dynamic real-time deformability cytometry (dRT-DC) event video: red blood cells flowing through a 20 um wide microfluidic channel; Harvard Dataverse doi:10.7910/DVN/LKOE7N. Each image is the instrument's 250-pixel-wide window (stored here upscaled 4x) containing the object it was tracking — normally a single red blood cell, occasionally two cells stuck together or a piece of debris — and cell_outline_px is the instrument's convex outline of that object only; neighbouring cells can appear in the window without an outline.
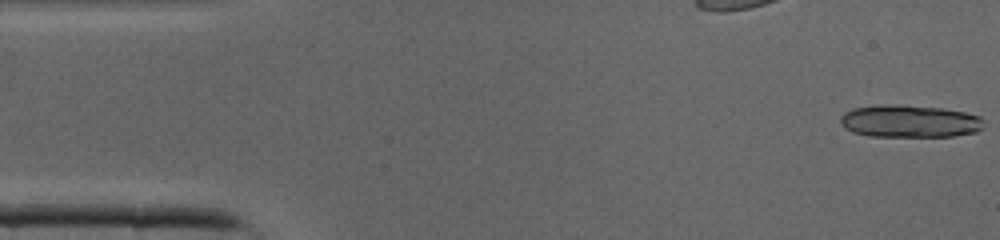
{"species": "common noctule bat (a hibernating species)", "species_latin": "Nyctalus noctula", "temperature_condition": "cold", "stored_images_in_passage": 31, "camera_frame_rate_fps": 3000, "um_per_image_px": 0.085, "animal": {"sex": "male", "body_mass_g": 19.0, "forearm_length_mm": 50.8}, "frame": {"image": 1, "passage_image": 1, "time_ms": 0.0, "image_size_px": [1000, 240], "cell_outline_px": [[984, 128], [976, 132], [952, 136], [868, 136], [852, 132], [844, 128], [840, 124], [840, 116], [844, 112], [852, 108], [884, 104], [940, 108], [964, 112], [980, 116], [984, 120]], "centroid_in_image_um": [77.3, 10.31], "position_along_channel_um": 7.7, "area_um2": 27.22}}
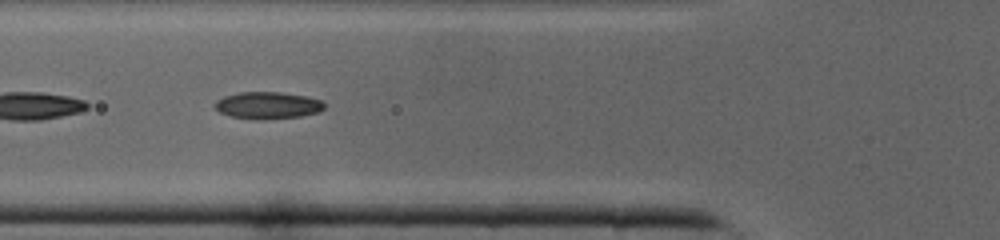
{"frame": {"image": 2, "passage_image": 15, "time_ms": 4.667, "image_size_px": [1000, 240], "cell_outline_px": [[324, 108], [320, 112], [300, 116], [260, 120], [232, 116], [220, 112], [212, 104], [216, 100], [224, 96], [240, 92], [280, 92], [308, 96], [324, 100]], "centroid_in_image_um": [22.78, 8.94], "position_along_channel_um": 103.0, "area_um2": 17.34}}
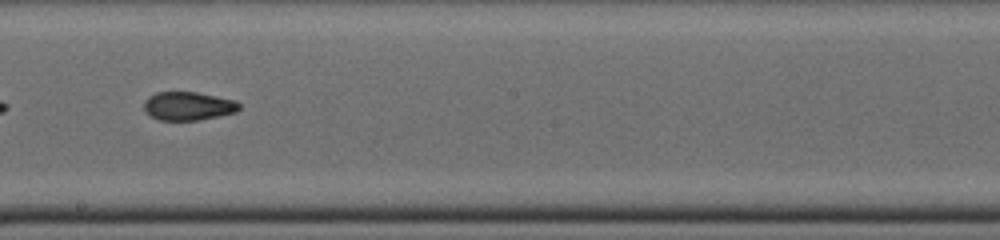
{"frame": {"image": 3, "passage_image": 23, "time_ms": 7.333, "image_size_px": [1000, 240], "cell_outline_px": [[240, 108], [236, 112], [196, 120], [160, 120], [152, 116], [144, 108], [144, 100], [148, 96], [156, 92], [196, 92], [236, 100], [240, 104]], "centroid_in_image_um": [16.0, 9.0], "position_along_channel_um": 232.2, "area_um2": 15.66}}